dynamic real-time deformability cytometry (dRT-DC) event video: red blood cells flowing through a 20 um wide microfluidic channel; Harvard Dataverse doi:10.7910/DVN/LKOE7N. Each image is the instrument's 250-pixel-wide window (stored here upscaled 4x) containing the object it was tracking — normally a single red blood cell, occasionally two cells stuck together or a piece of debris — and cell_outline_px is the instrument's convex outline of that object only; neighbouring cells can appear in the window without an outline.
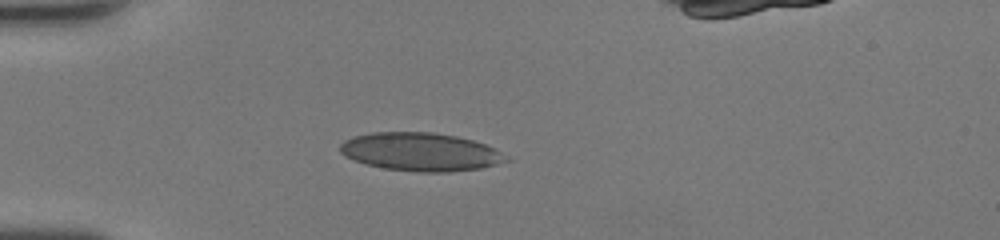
{"species": "human", "species_latin": "Homo sapiens", "temperature_condition": "room temperature", "stored_images_in_passage": 35, "camera_frame_rate_fps": 3000, "um_per_image_px": 0.085, "donor": {"sex": "female"}, "frame": {"image": 1, "passage_image": 1, "time_ms": 0.0, "image_size_px": [1000, 240], "cell_outline_px": [[512, 160], [480, 168], [448, 172], [420, 172], [384, 168], [364, 164], [344, 156], [340, 152], [340, 144], [344, 140], [352, 136], [372, 132], [432, 132], [456, 136], [472, 140], [484, 144], [508, 156]], "centroid_in_image_um": [35.71, 12.91], "position_along_channel_um": 49.3, "area_um2": 37.05}}
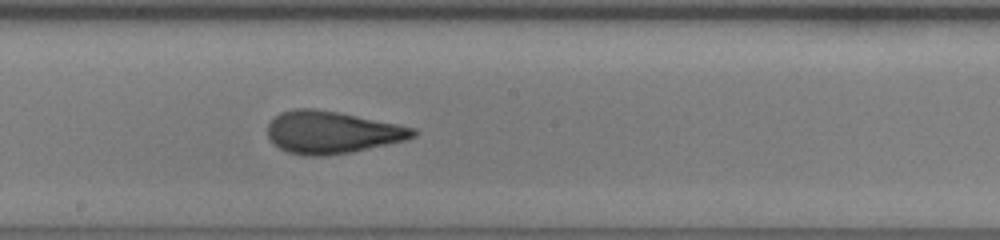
{"frame": {"image": 2, "passage_image": 14, "time_ms": 4.333, "image_size_px": [1000, 240], "cell_outline_px": [[420, 132], [416, 136], [404, 140], [352, 152], [324, 156], [304, 156], [288, 152], [272, 144], [268, 136], [268, 124], [280, 112], [292, 108], [316, 108], [340, 112], [416, 128]], "centroid_in_image_um": [28.2, 11.24], "position_along_channel_um": 220.0, "area_um2": 36.13}}
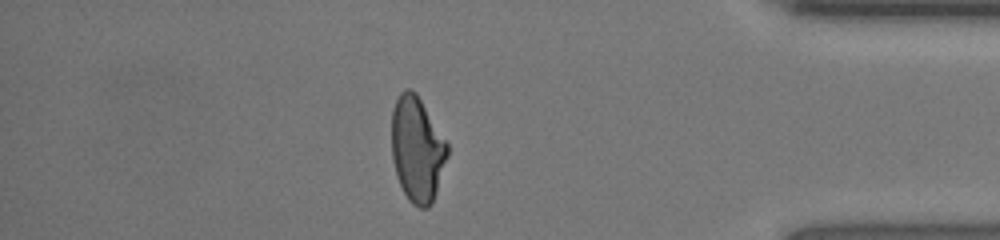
{"frame": {"image": 3, "passage_image": 28, "time_ms": 9.0, "image_size_px": [1000, 240], "cell_outline_px": [[448, 156], [432, 204], [428, 208], [420, 208], [412, 204], [408, 200], [396, 176], [392, 160], [392, 108], [400, 92], [404, 88], [412, 88], [416, 92], [448, 144]], "centroid_in_image_um": [35.44, 12.68], "position_along_channel_um": 399.8, "area_um2": 34.33}}